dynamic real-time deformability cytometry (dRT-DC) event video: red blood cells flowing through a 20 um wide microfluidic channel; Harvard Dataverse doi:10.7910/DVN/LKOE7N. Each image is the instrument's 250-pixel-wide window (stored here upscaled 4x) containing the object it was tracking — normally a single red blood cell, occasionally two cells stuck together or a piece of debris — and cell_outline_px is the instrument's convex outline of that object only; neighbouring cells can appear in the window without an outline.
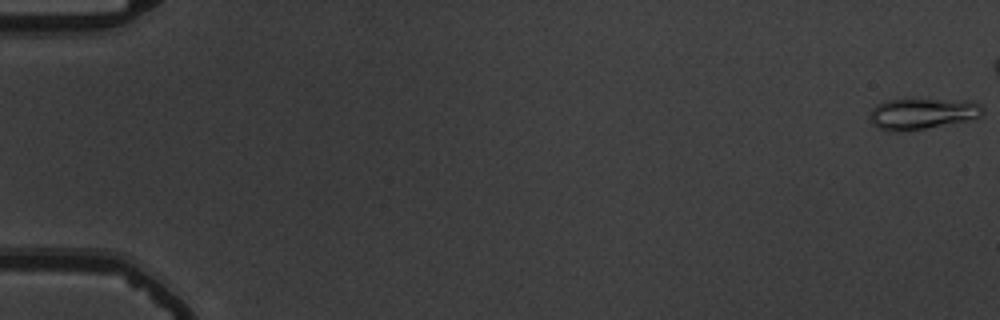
{"species": "common noctule bat (a hibernating species)", "species_latin": "Nyctalus noctula", "temperature_condition": "warm", "stored_images_in_passage": 50, "camera_frame_rate_fps": 3000, "um_per_image_px": 0.085, "animal": {"sex": "male", "body_mass_g": 19.5, "forearm_length_mm": 54.6}, "frame": {"image": 1, "passage_image": 1, "time_ms": 0.0, "image_size_px": [1000, 320], "cell_outline_px": [[984, 116], [968, 120], [924, 128], [900, 132], [888, 132], [876, 128], [872, 124], [868, 116], [872, 108], [876, 104], [884, 100], [916, 96], [972, 100], [980, 104], [984, 108]], "centroid_in_image_um": [78.38, 9.6], "position_along_channel_um": 6.6, "area_um2": 21.96}}
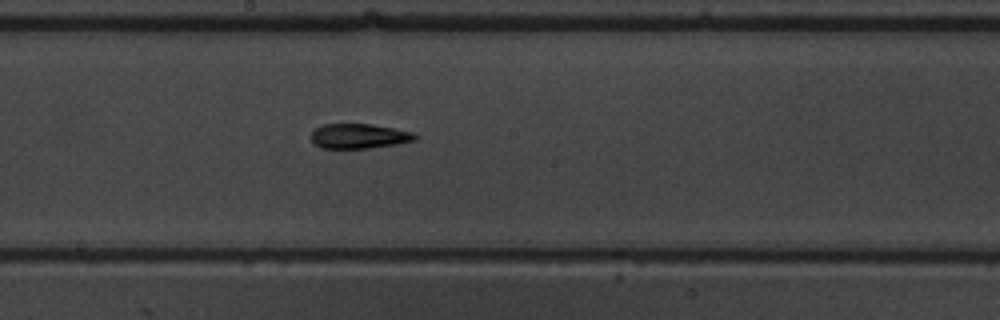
{"frame": {"image": 2, "passage_image": 32, "time_ms": 10.333, "image_size_px": [1000, 320], "cell_outline_px": [[416, 140], [396, 144], [368, 148], [320, 148], [312, 140], [312, 132], [316, 128], [324, 124], [372, 124], [412, 132], [416, 136]], "centroid_in_image_um": [30.5, 11.57], "position_along_channel_um": 217.7, "area_um2": 14.8}}
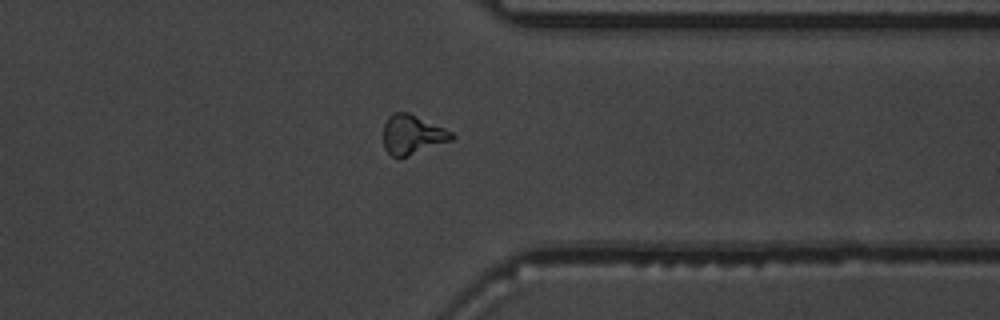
{"frame": {"image": 3, "passage_image": 45, "time_ms": 14.667, "image_size_px": [1000, 320], "cell_outline_px": [[456, 136], [452, 140], [400, 160], [396, 160], [384, 148], [384, 124], [388, 116], [392, 112], [408, 112], [444, 128], [452, 132]], "centroid_in_image_um": [35.03, 11.48], "position_along_channel_um": 376.4, "area_um2": 16.01}}